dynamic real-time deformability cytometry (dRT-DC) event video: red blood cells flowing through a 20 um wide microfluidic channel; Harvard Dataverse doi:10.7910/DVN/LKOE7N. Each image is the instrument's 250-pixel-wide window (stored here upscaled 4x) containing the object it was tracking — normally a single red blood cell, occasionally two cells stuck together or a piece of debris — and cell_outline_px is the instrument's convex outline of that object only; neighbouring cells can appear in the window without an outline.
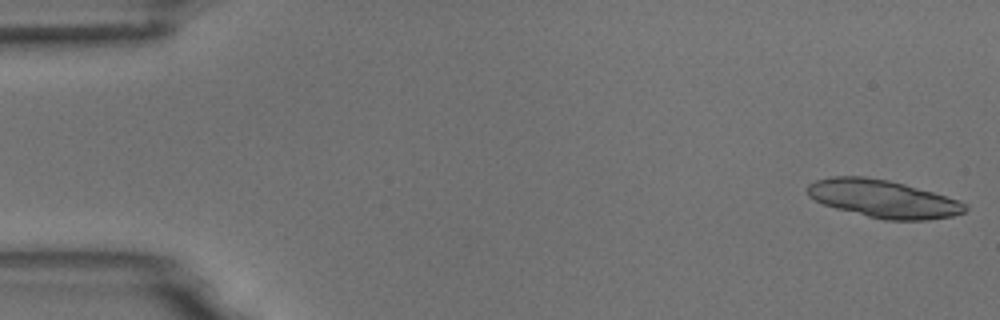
{"species": "common noctule bat (a hibernating species)", "species_latin": "Nyctalus noctula", "temperature_condition": "room temperature", "stored_images_in_passage": 14, "camera_frame_rate_fps": 3000, "um_per_image_px": 0.085, "animal": {"sex": "male", "body_mass_g": 18.8}, "frame": {"image": 1, "passage_image": 1, "time_ms": 0.0, "image_size_px": [1000, 320], "cell_outline_px": [[968, 208], [964, 212], [952, 216], [928, 220], [884, 220], [836, 208], [824, 204], [808, 196], [808, 184], [816, 180], [832, 176], [864, 176], [888, 180], [904, 184], [960, 200], [968, 204]], "centroid_in_image_um": [75.1, 16.9], "position_along_channel_um": 9.9, "area_um2": 34.51}}